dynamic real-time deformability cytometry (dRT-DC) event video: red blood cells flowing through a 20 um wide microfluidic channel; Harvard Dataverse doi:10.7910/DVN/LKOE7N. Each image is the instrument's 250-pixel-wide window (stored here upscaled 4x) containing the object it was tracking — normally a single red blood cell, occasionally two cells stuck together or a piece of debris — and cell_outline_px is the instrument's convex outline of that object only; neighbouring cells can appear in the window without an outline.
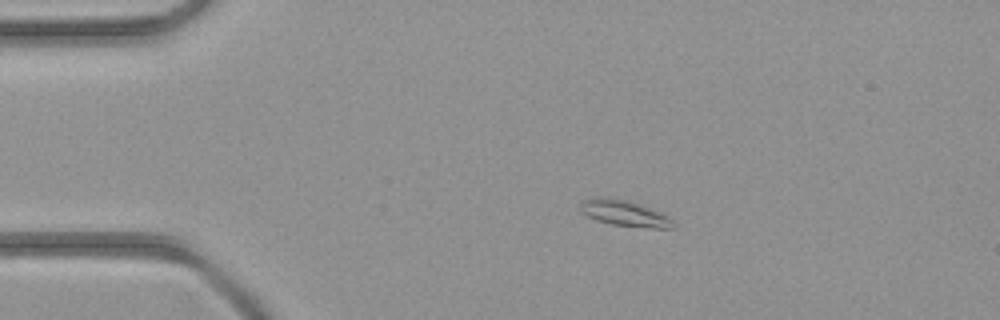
{"species": "common noctule bat (a hibernating species)", "species_latin": "Nyctalus noctula", "temperature_condition": "room temperature", "stored_images_in_passage": 3, "camera_frame_rate_fps": 3000, "um_per_image_px": 0.085, "animal": {"sex": "female", "body_mass_g": 21.9}, "frame": {"image": 1, "passage_image": 2, "time_ms": 1.333, "image_size_px": [1000, 320], "cell_outline_px": [[676, 228], [652, 228], [612, 224], [596, 220], [580, 212], [580, 204], [584, 200], [596, 196], [628, 200], [660, 212], [668, 216], [676, 224]], "centroid_in_image_um": [53.09, 18.12], "position_along_channel_um": 31.9, "area_um2": 13.99}}